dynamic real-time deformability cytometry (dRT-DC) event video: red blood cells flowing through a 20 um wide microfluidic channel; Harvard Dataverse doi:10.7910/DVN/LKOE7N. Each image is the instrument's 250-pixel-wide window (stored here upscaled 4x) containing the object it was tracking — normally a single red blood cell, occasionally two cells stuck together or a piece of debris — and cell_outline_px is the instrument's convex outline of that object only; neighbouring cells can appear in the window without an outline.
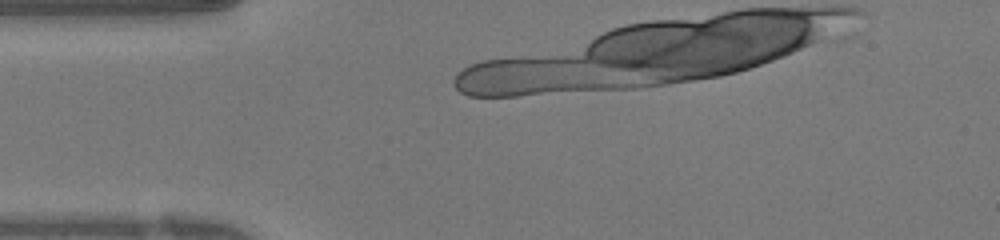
{"species": "human", "species_latin": "Homo sapiens", "temperature_condition": "warm", "stored_images_in_passage": 2, "camera_frame_rate_fps": 3000, "um_per_image_px": 0.085, "donor": {"sex": "female"}, "frame": {"image": 1, "passage_image": 1, "time_ms": 0.0, "image_size_px": [1000, 240], "cell_outline_px": [[556, 60], [528, 92], [504, 96], [476, 96], [464, 92], [456, 84], [460, 76], [468, 68], [476, 64], [492, 60]], "centroid_in_image_um": [42.73, 6.55], "position_along_channel_um": 42.3, "area_um2": 19.13}}